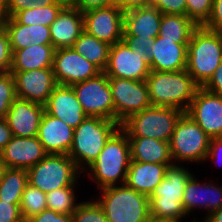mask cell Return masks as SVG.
Listing matches in <instances>:
<instances>
[{
    "mask_svg": "<svg viewBox=\"0 0 222 222\" xmlns=\"http://www.w3.org/2000/svg\"><path fill=\"white\" fill-rule=\"evenodd\" d=\"M169 165L130 161L125 184L137 192L150 196L161 183Z\"/></svg>",
    "mask_w": 222,
    "mask_h": 222,
    "instance_id": "obj_26",
    "label": "cell"
},
{
    "mask_svg": "<svg viewBox=\"0 0 222 222\" xmlns=\"http://www.w3.org/2000/svg\"><path fill=\"white\" fill-rule=\"evenodd\" d=\"M72 88L87 116L115 121V106L108 77L104 72L76 83Z\"/></svg>",
    "mask_w": 222,
    "mask_h": 222,
    "instance_id": "obj_11",
    "label": "cell"
},
{
    "mask_svg": "<svg viewBox=\"0 0 222 222\" xmlns=\"http://www.w3.org/2000/svg\"><path fill=\"white\" fill-rule=\"evenodd\" d=\"M84 31L113 45L123 39L124 11L116 4L83 12Z\"/></svg>",
    "mask_w": 222,
    "mask_h": 222,
    "instance_id": "obj_14",
    "label": "cell"
},
{
    "mask_svg": "<svg viewBox=\"0 0 222 222\" xmlns=\"http://www.w3.org/2000/svg\"><path fill=\"white\" fill-rule=\"evenodd\" d=\"M149 58L134 51L123 40L110 46L108 63L103 71L107 77L146 81L150 69Z\"/></svg>",
    "mask_w": 222,
    "mask_h": 222,
    "instance_id": "obj_12",
    "label": "cell"
},
{
    "mask_svg": "<svg viewBox=\"0 0 222 222\" xmlns=\"http://www.w3.org/2000/svg\"><path fill=\"white\" fill-rule=\"evenodd\" d=\"M197 27L187 15L162 14L159 36L169 40H190Z\"/></svg>",
    "mask_w": 222,
    "mask_h": 222,
    "instance_id": "obj_31",
    "label": "cell"
},
{
    "mask_svg": "<svg viewBox=\"0 0 222 222\" xmlns=\"http://www.w3.org/2000/svg\"><path fill=\"white\" fill-rule=\"evenodd\" d=\"M202 222H222V207L210 214H207Z\"/></svg>",
    "mask_w": 222,
    "mask_h": 222,
    "instance_id": "obj_50",
    "label": "cell"
},
{
    "mask_svg": "<svg viewBox=\"0 0 222 222\" xmlns=\"http://www.w3.org/2000/svg\"><path fill=\"white\" fill-rule=\"evenodd\" d=\"M74 129L46 111L38 129V140L47 154L68 155L73 142Z\"/></svg>",
    "mask_w": 222,
    "mask_h": 222,
    "instance_id": "obj_21",
    "label": "cell"
},
{
    "mask_svg": "<svg viewBox=\"0 0 222 222\" xmlns=\"http://www.w3.org/2000/svg\"><path fill=\"white\" fill-rule=\"evenodd\" d=\"M190 40H169L157 36L151 44L150 69L154 71L186 70Z\"/></svg>",
    "mask_w": 222,
    "mask_h": 222,
    "instance_id": "obj_18",
    "label": "cell"
},
{
    "mask_svg": "<svg viewBox=\"0 0 222 222\" xmlns=\"http://www.w3.org/2000/svg\"><path fill=\"white\" fill-rule=\"evenodd\" d=\"M155 38L149 37L146 40L138 39L135 35H123V41L134 51H139L144 53L149 59L152 56L151 44L154 42Z\"/></svg>",
    "mask_w": 222,
    "mask_h": 222,
    "instance_id": "obj_41",
    "label": "cell"
},
{
    "mask_svg": "<svg viewBox=\"0 0 222 222\" xmlns=\"http://www.w3.org/2000/svg\"><path fill=\"white\" fill-rule=\"evenodd\" d=\"M57 3L62 4L63 6H74L77 0H55Z\"/></svg>",
    "mask_w": 222,
    "mask_h": 222,
    "instance_id": "obj_53",
    "label": "cell"
},
{
    "mask_svg": "<svg viewBox=\"0 0 222 222\" xmlns=\"http://www.w3.org/2000/svg\"><path fill=\"white\" fill-rule=\"evenodd\" d=\"M11 129L5 118H0V152L12 138Z\"/></svg>",
    "mask_w": 222,
    "mask_h": 222,
    "instance_id": "obj_49",
    "label": "cell"
},
{
    "mask_svg": "<svg viewBox=\"0 0 222 222\" xmlns=\"http://www.w3.org/2000/svg\"><path fill=\"white\" fill-rule=\"evenodd\" d=\"M12 53L8 33L0 24V74L10 72Z\"/></svg>",
    "mask_w": 222,
    "mask_h": 222,
    "instance_id": "obj_39",
    "label": "cell"
},
{
    "mask_svg": "<svg viewBox=\"0 0 222 222\" xmlns=\"http://www.w3.org/2000/svg\"><path fill=\"white\" fill-rule=\"evenodd\" d=\"M25 222H73L72 215L59 214L54 210L45 209L40 214L34 215Z\"/></svg>",
    "mask_w": 222,
    "mask_h": 222,
    "instance_id": "obj_44",
    "label": "cell"
},
{
    "mask_svg": "<svg viewBox=\"0 0 222 222\" xmlns=\"http://www.w3.org/2000/svg\"><path fill=\"white\" fill-rule=\"evenodd\" d=\"M49 27L55 49L72 47L84 31L83 13L74 6H64Z\"/></svg>",
    "mask_w": 222,
    "mask_h": 222,
    "instance_id": "obj_23",
    "label": "cell"
},
{
    "mask_svg": "<svg viewBox=\"0 0 222 222\" xmlns=\"http://www.w3.org/2000/svg\"><path fill=\"white\" fill-rule=\"evenodd\" d=\"M148 222H181V221L174 219H156L150 216Z\"/></svg>",
    "mask_w": 222,
    "mask_h": 222,
    "instance_id": "obj_51",
    "label": "cell"
},
{
    "mask_svg": "<svg viewBox=\"0 0 222 222\" xmlns=\"http://www.w3.org/2000/svg\"><path fill=\"white\" fill-rule=\"evenodd\" d=\"M184 112L166 106H150L121 124L128 137H149L170 142L175 126Z\"/></svg>",
    "mask_w": 222,
    "mask_h": 222,
    "instance_id": "obj_7",
    "label": "cell"
},
{
    "mask_svg": "<svg viewBox=\"0 0 222 222\" xmlns=\"http://www.w3.org/2000/svg\"><path fill=\"white\" fill-rule=\"evenodd\" d=\"M52 70L57 84L65 86L83 82L102 72L73 47L55 49Z\"/></svg>",
    "mask_w": 222,
    "mask_h": 222,
    "instance_id": "obj_13",
    "label": "cell"
},
{
    "mask_svg": "<svg viewBox=\"0 0 222 222\" xmlns=\"http://www.w3.org/2000/svg\"><path fill=\"white\" fill-rule=\"evenodd\" d=\"M110 46L83 31L72 47L103 72L108 63Z\"/></svg>",
    "mask_w": 222,
    "mask_h": 222,
    "instance_id": "obj_29",
    "label": "cell"
},
{
    "mask_svg": "<svg viewBox=\"0 0 222 222\" xmlns=\"http://www.w3.org/2000/svg\"><path fill=\"white\" fill-rule=\"evenodd\" d=\"M117 4V0H77L74 7L82 13L95 8L109 7Z\"/></svg>",
    "mask_w": 222,
    "mask_h": 222,
    "instance_id": "obj_45",
    "label": "cell"
},
{
    "mask_svg": "<svg viewBox=\"0 0 222 222\" xmlns=\"http://www.w3.org/2000/svg\"><path fill=\"white\" fill-rule=\"evenodd\" d=\"M211 138L186 112L178 120L170 140V153L175 162H203Z\"/></svg>",
    "mask_w": 222,
    "mask_h": 222,
    "instance_id": "obj_9",
    "label": "cell"
},
{
    "mask_svg": "<svg viewBox=\"0 0 222 222\" xmlns=\"http://www.w3.org/2000/svg\"><path fill=\"white\" fill-rule=\"evenodd\" d=\"M75 187H63L46 194L47 209L59 214L72 215L79 203L76 204Z\"/></svg>",
    "mask_w": 222,
    "mask_h": 222,
    "instance_id": "obj_33",
    "label": "cell"
},
{
    "mask_svg": "<svg viewBox=\"0 0 222 222\" xmlns=\"http://www.w3.org/2000/svg\"><path fill=\"white\" fill-rule=\"evenodd\" d=\"M45 111L75 129L88 117L72 86L58 84L50 94Z\"/></svg>",
    "mask_w": 222,
    "mask_h": 222,
    "instance_id": "obj_20",
    "label": "cell"
},
{
    "mask_svg": "<svg viewBox=\"0 0 222 222\" xmlns=\"http://www.w3.org/2000/svg\"><path fill=\"white\" fill-rule=\"evenodd\" d=\"M108 81L118 124L151 106L146 81L115 77H108Z\"/></svg>",
    "mask_w": 222,
    "mask_h": 222,
    "instance_id": "obj_10",
    "label": "cell"
},
{
    "mask_svg": "<svg viewBox=\"0 0 222 222\" xmlns=\"http://www.w3.org/2000/svg\"><path fill=\"white\" fill-rule=\"evenodd\" d=\"M0 222H25L20 206L6 201H0Z\"/></svg>",
    "mask_w": 222,
    "mask_h": 222,
    "instance_id": "obj_42",
    "label": "cell"
},
{
    "mask_svg": "<svg viewBox=\"0 0 222 222\" xmlns=\"http://www.w3.org/2000/svg\"><path fill=\"white\" fill-rule=\"evenodd\" d=\"M73 222H109L103 212V209L95 201H85L79 203L78 207L72 213Z\"/></svg>",
    "mask_w": 222,
    "mask_h": 222,
    "instance_id": "obj_35",
    "label": "cell"
},
{
    "mask_svg": "<svg viewBox=\"0 0 222 222\" xmlns=\"http://www.w3.org/2000/svg\"><path fill=\"white\" fill-rule=\"evenodd\" d=\"M191 172L180 164H172L166 175L149 196L150 216L156 219L181 220L186 212L182 205L183 192Z\"/></svg>",
    "mask_w": 222,
    "mask_h": 222,
    "instance_id": "obj_5",
    "label": "cell"
},
{
    "mask_svg": "<svg viewBox=\"0 0 222 222\" xmlns=\"http://www.w3.org/2000/svg\"><path fill=\"white\" fill-rule=\"evenodd\" d=\"M6 170H7V166L0 156V181L3 178Z\"/></svg>",
    "mask_w": 222,
    "mask_h": 222,
    "instance_id": "obj_52",
    "label": "cell"
},
{
    "mask_svg": "<svg viewBox=\"0 0 222 222\" xmlns=\"http://www.w3.org/2000/svg\"><path fill=\"white\" fill-rule=\"evenodd\" d=\"M96 199L109 222H148L149 196L129 188L126 184L100 189Z\"/></svg>",
    "mask_w": 222,
    "mask_h": 222,
    "instance_id": "obj_6",
    "label": "cell"
},
{
    "mask_svg": "<svg viewBox=\"0 0 222 222\" xmlns=\"http://www.w3.org/2000/svg\"><path fill=\"white\" fill-rule=\"evenodd\" d=\"M44 112V105L17 97L10 106L5 119L12 135L36 137Z\"/></svg>",
    "mask_w": 222,
    "mask_h": 222,
    "instance_id": "obj_17",
    "label": "cell"
},
{
    "mask_svg": "<svg viewBox=\"0 0 222 222\" xmlns=\"http://www.w3.org/2000/svg\"><path fill=\"white\" fill-rule=\"evenodd\" d=\"M146 83L152 106L174 107L183 112H187L200 88L187 70H151Z\"/></svg>",
    "mask_w": 222,
    "mask_h": 222,
    "instance_id": "obj_1",
    "label": "cell"
},
{
    "mask_svg": "<svg viewBox=\"0 0 222 222\" xmlns=\"http://www.w3.org/2000/svg\"><path fill=\"white\" fill-rule=\"evenodd\" d=\"M0 24L9 36L12 50L27 48L32 43L52 45L50 27L44 25H21L13 17H1Z\"/></svg>",
    "mask_w": 222,
    "mask_h": 222,
    "instance_id": "obj_25",
    "label": "cell"
},
{
    "mask_svg": "<svg viewBox=\"0 0 222 222\" xmlns=\"http://www.w3.org/2000/svg\"><path fill=\"white\" fill-rule=\"evenodd\" d=\"M193 175L185 185L182 205L186 215L196 207L208 210V214L222 207V186L215 183H199Z\"/></svg>",
    "mask_w": 222,
    "mask_h": 222,
    "instance_id": "obj_22",
    "label": "cell"
},
{
    "mask_svg": "<svg viewBox=\"0 0 222 222\" xmlns=\"http://www.w3.org/2000/svg\"><path fill=\"white\" fill-rule=\"evenodd\" d=\"M210 138L222 137V96L200 87L186 112Z\"/></svg>",
    "mask_w": 222,
    "mask_h": 222,
    "instance_id": "obj_15",
    "label": "cell"
},
{
    "mask_svg": "<svg viewBox=\"0 0 222 222\" xmlns=\"http://www.w3.org/2000/svg\"><path fill=\"white\" fill-rule=\"evenodd\" d=\"M220 156H222V137L211 138L205 161L211 159L214 163L220 162Z\"/></svg>",
    "mask_w": 222,
    "mask_h": 222,
    "instance_id": "obj_47",
    "label": "cell"
},
{
    "mask_svg": "<svg viewBox=\"0 0 222 222\" xmlns=\"http://www.w3.org/2000/svg\"><path fill=\"white\" fill-rule=\"evenodd\" d=\"M151 6L162 14L186 15V0H153Z\"/></svg>",
    "mask_w": 222,
    "mask_h": 222,
    "instance_id": "obj_40",
    "label": "cell"
},
{
    "mask_svg": "<svg viewBox=\"0 0 222 222\" xmlns=\"http://www.w3.org/2000/svg\"><path fill=\"white\" fill-rule=\"evenodd\" d=\"M131 161L130 142L127 133L120 127L106 142L98 158L87 168L90 179L100 189L125 184Z\"/></svg>",
    "mask_w": 222,
    "mask_h": 222,
    "instance_id": "obj_2",
    "label": "cell"
},
{
    "mask_svg": "<svg viewBox=\"0 0 222 222\" xmlns=\"http://www.w3.org/2000/svg\"><path fill=\"white\" fill-rule=\"evenodd\" d=\"M47 208L46 193L28 183L22 194L20 211L24 221Z\"/></svg>",
    "mask_w": 222,
    "mask_h": 222,
    "instance_id": "obj_34",
    "label": "cell"
},
{
    "mask_svg": "<svg viewBox=\"0 0 222 222\" xmlns=\"http://www.w3.org/2000/svg\"><path fill=\"white\" fill-rule=\"evenodd\" d=\"M120 127L116 121L88 116L74 129L68 156L82 173L98 158L108 139Z\"/></svg>",
    "mask_w": 222,
    "mask_h": 222,
    "instance_id": "obj_3",
    "label": "cell"
},
{
    "mask_svg": "<svg viewBox=\"0 0 222 222\" xmlns=\"http://www.w3.org/2000/svg\"><path fill=\"white\" fill-rule=\"evenodd\" d=\"M10 71H29L52 68L55 48L53 45L31 44L27 48L12 50Z\"/></svg>",
    "mask_w": 222,
    "mask_h": 222,
    "instance_id": "obj_28",
    "label": "cell"
},
{
    "mask_svg": "<svg viewBox=\"0 0 222 222\" xmlns=\"http://www.w3.org/2000/svg\"><path fill=\"white\" fill-rule=\"evenodd\" d=\"M28 182L43 193L63 187H75L82 172L68 155L48 154L27 170Z\"/></svg>",
    "mask_w": 222,
    "mask_h": 222,
    "instance_id": "obj_8",
    "label": "cell"
},
{
    "mask_svg": "<svg viewBox=\"0 0 222 222\" xmlns=\"http://www.w3.org/2000/svg\"><path fill=\"white\" fill-rule=\"evenodd\" d=\"M46 153L38 137L12 136L4 149L0 152L7 168L28 170L45 158Z\"/></svg>",
    "mask_w": 222,
    "mask_h": 222,
    "instance_id": "obj_19",
    "label": "cell"
},
{
    "mask_svg": "<svg viewBox=\"0 0 222 222\" xmlns=\"http://www.w3.org/2000/svg\"><path fill=\"white\" fill-rule=\"evenodd\" d=\"M15 80L17 97L45 105L58 85L52 68L10 71Z\"/></svg>",
    "mask_w": 222,
    "mask_h": 222,
    "instance_id": "obj_16",
    "label": "cell"
},
{
    "mask_svg": "<svg viewBox=\"0 0 222 222\" xmlns=\"http://www.w3.org/2000/svg\"><path fill=\"white\" fill-rule=\"evenodd\" d=\"M162 13L153 6L134 8L124 12L123 35H135L138 39L159 36Z\"/></svg>",
    "mask_w": 222,
    "mask_h": 222,
    "instance_id": "obj_24",
    "label": "cell"
},
{
    "mask_svg": "<svg viewBox=\"0 0 222 222\" xmlns=\"http://www.w3.org/2000/svg\"><path fill=\"white\" fill-rule=\"evenodd\" d=\"M131 161L175 164L170 153V143L149 137H128Z\"/></svg>",
    "mask_w": 222,
    "mask_h": 222,
    "instance_id": "obj_27",
    "label": "cell"
},
{
    "mask_svg": "<svg viewBox=\"0 0 222 222\" xmlns=\"http://www.w3.org/2000/svg\"><path fill=\"white\" fill-rule=\"evenodd\" d=\"M151 0H117V5L125 12L134 8L151 6Z\"/></svg>",
    "mask_w": 222,
    "mask_h": 222,
    "instance_id": "obj_48",
    "label": "cell"
},
{
    "mask_svg": "<svg viewBox=\"0 0 222 222\" xmlns=\"http://www.w3.org/2000/svg\"><path fill=\"white\" fill-rule=\"evenodd\" d=\"M16 98L13 74L11 72L0 74V118H6L9 108Z\"/></svg>",
    "mask_w": 222,
    "mask_h": 222,
    "instance_id": "obj_36",
    "label": "cell"
},
{
    "mask_svg": "<svg viewBox=\"0 0 222 222\" xmlns=\"http://www.w3.org/2000/svg\"><path fill=\"white\" fill-rule=\"evenodd\" d=\"M28 183V172L26 169L7 168L0 181V201L20 206L22 194Z\"/></svg>",
    "mask_w": 222,
    "mask_h": 222,
    "instance_id": "obj_30",
    "label": "cell"
},
{
    "mask_svg": "<svg viewBox=\"0 0 222 222\" xmlns=\"http://www.w3.org/2000/svg\"><path fill=\"white\" fill-rule=\"evenodd\" d=\"M213 0H186V15L197 25L203 26L209 19Z\"/></svg>",
    "mask_w": 222,
    "mask_h": 222,
    "instance_id": "obj_37",
    "label": "cell"
},
{
    "mask_svg": "<svg viewBox=\"0 0 222 222\" xmlns=\"http://www.w3.org/2000/svg\"><path fill=\"white\" fill-rule=\"evenodd\" d=\"M7 0H0V8L5 4Z\"/></svg>",
    "mask_w": 222,
    "mask_h": 222,
    "instance_id": "obj_54",
    "label": "cell"
},
{
    "mask_svg": "<svg viewBox=\"0 0 222 222\" xmlns=\"http://www.w3.org/2000/svg\"><path fill=\"white\" fill-rule=\"evenodd\" d=\"M55 0H7L0 8L1 17H13L17 12L31 9L35 6L56 4Z\"/></svg>",
    "mask_w": 222,
    "mask_h": 222,
    "instance_id": "obj_38",
    "label": "cell"
},
{
    "mask_svg": "<svg viewBox=\"0 0 222 222\" xmlns=\"http://www.w3.org/2000/svg\"><path fill=\"white\" fill-rule=\"evenodd\" d=\"M204 28L214 32H222V0H213V8Z\"/></svg>",
    "mask_w": 222,
    "mask_h": 222,
    "instance_id": "obj_43",
    "label": "cell"
},
{
    "mask_svg": "<svg viewBox=\"0 0 222 222\" xmlns=\"http://www.w3.org/2000/svg\"><path fill=\"white\" fill-rule=\"evenodd\" d=\"M64 6L56 3L48 6H35L17 12L13 18L21 25H44L49 27L57 18Z\"/></svg>",
    "mask_w": 222,
    "mask_h": 222,
    "instance_id": "obj_32",
    "label": "cell"
},
{
    "mask_svg": "<svg viewBox=\"0 0 222 222\" xmlns=\"http://www.w3.org/2000/svg\"><path fill=\"white\" fill-rule=\"evenodd\" d=\"M222 62V32L198 26L188 43L186 70L203 87Z\"/></svg>",
    "mask_w": 222,
    "mask_h": 222,
    "instance_id": "obj_4",
    "label": "cell"
},
{
    "mask_svg": "<svg viewBox=\"0 0 222 222\" xmlns=\"http://www.w3.org/2000/svg\"><path fill=\"white\" fill-rule=\"evenodd\" d=\"M203 88L210 93L222 96V62Z\"/></svg>",
    "mask_w": 222,
    "mask_h": 222,
    "instance_id": "obj_46",
    "label": "cell"
}]
</instances>
